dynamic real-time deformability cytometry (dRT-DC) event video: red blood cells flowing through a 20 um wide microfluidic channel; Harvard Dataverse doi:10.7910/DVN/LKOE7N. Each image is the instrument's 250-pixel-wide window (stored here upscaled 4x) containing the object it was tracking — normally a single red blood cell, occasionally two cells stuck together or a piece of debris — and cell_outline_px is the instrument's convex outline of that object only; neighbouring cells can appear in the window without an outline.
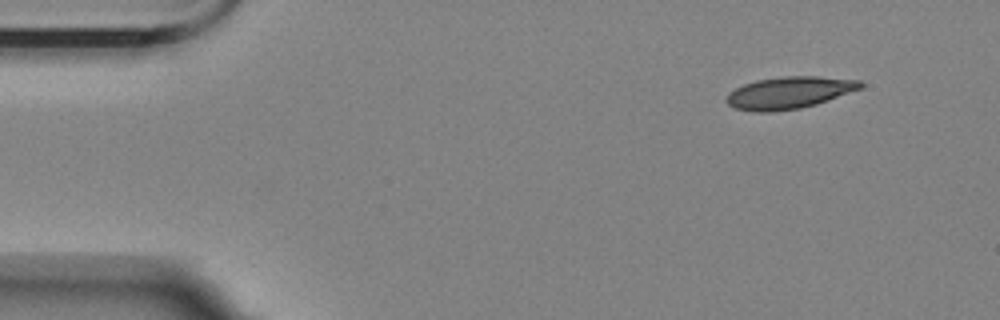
{"species": "Egyptian fruit bat (a non-hibernating species)", "species_latin": "Rousettus aegyptiacus", "temperature_condition": "room temperature", "stored_images_in_passage": 2, "camera_frame_rate_fps": 3000, "um_per_image_px": 0.085, "animal": {"sex": "female"}, "frame": {"image": 1, "passage_image": 2, "time_ms": 1.333, "image_size_px": [1000, 320], "cell_outline_px": [[864, 84], [860, 88], [816, 104], [800, 108], [772, 112], [756, 112], [732, 108], [724, 100], [728, 92], [744, 84], [756, 80], [784, 76], [816, 76], [860, 80]], "centroid_in_image_um": [67.01, 7.88], "position_along_channel_um": 18.0, "area_um2": 24.97}}